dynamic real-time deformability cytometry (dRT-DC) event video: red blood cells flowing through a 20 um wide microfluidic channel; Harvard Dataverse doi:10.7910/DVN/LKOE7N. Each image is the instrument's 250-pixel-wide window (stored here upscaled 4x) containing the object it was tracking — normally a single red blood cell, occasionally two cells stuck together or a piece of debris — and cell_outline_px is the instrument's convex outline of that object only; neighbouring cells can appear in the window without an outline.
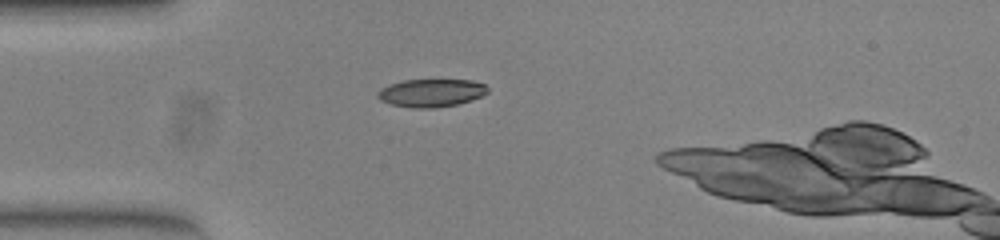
{"species": "common noctule bat (a hibernating species)", "species_latin": "Nyctalus noctula", "temperature_condition": "warm", "stored_images_in_passage": 33, "camera_frame_rate_fps": 3000, "um_per_image_px": 0.085, "animal": {"sex": "female", "body_mass_g": 23.0, "forearm_length_mm": 53.4}, "frame": {"image": 1, "passage_image": 1, "time_ms": 0.0, "image_size_px": [1000, 240], "cell_outline_px": [[488, 92], [480, 96], [456, 104], [432, 108], [412, 108], [388, 104], [380, 100], [376, 96], [376, 92], [380, 88], [388, 84], [404, 80], [472, 80], [484, 84], [488, 88]], "centroid_in_image_um": [36.57, 7.89], "position_along_channel_um": 48.4, "area_um2": 17.92}}
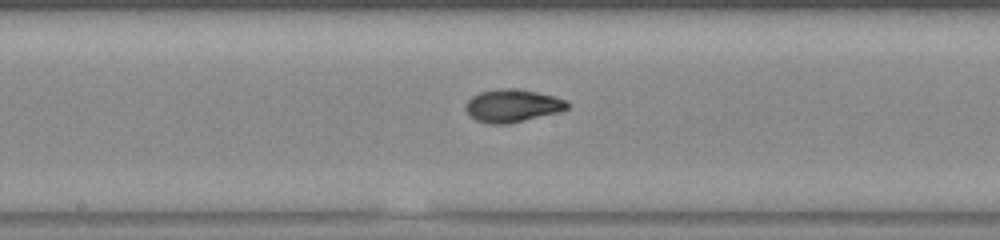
{"frame": {"image": 2, "passage_image": 14, "time_ms": 4.333, "image_size_px": [1000, 240], "cell_outline_px": [[568, 108], [556, 112], [504, 124], [492, 124], [476, 120], [468, 112], [468, 100], [472, 96], [480, 92], [500, 88], [512, 88], [536, 92], [552, 96], [564, 100], [568, 104]], "centroid_in_image_um": [43.53, 8.97], "position_along_channel_um": 204.7, "area_um2": 18.61}}
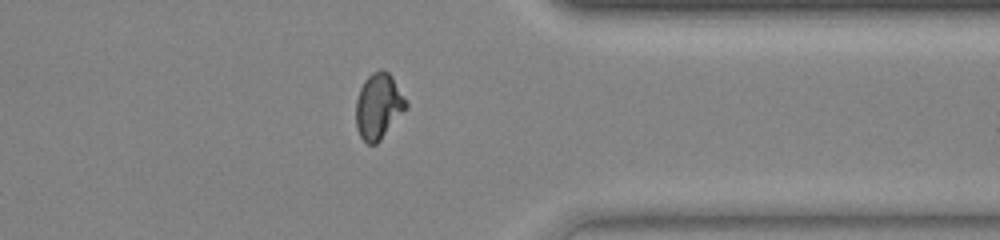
{"frame": {"image": 3, "passage_image": 28, "time_ms": 9.0, "image_size_px": [1000, 240], "cell_outline_px": [[408, 108], [380, 140], [376, 144], [368, 144], [360, 136], [356, 128], [356, 100], [360, 88], [364, 80], [372, 72], [380, 68], [388, 72], [392, 76], [408, 104]], "centroid_in_image_um": [32.17, 9.02], "position_along_channel_um": 379.2, "area_um2": 19.25}, "authors_computed_cell_mechanics": {"area_um2": 18.6116, "velocity_mm_per_s": 3.9266, "shape_relaxation_time_tau1_ms": 6.7992, "shape_relaxation_time_tau2_ms": 0.8776, "deformation_change_tau1": 0.2475, "deformation_change_tau2": 0.0492}}